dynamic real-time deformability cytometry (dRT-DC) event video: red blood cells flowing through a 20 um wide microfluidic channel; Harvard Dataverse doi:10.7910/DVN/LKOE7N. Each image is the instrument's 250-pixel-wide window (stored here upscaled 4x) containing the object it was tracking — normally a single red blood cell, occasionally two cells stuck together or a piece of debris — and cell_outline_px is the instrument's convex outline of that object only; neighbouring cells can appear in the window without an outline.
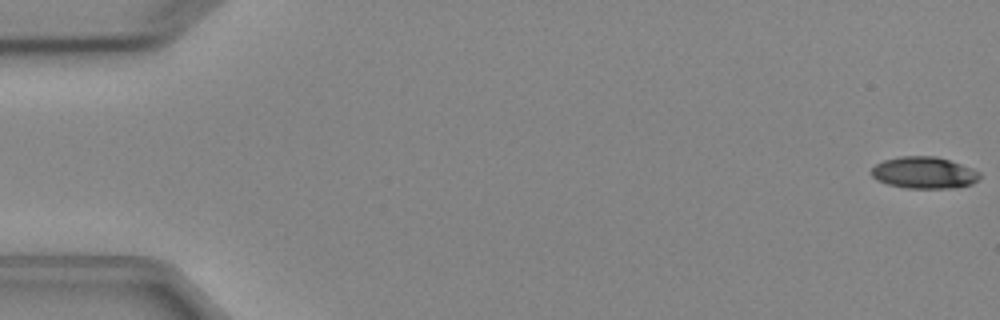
{"species": "Egyptian fruit bat (a non-hibernating species)", "species_latin": "Rousettus aegyptiacus", "temperature_condition": "cold", "stored_images_in_passage": 5, "camera_frame_rate_fps": 3000, "um_per_image_px": 0.085, "animal": {"sex": "female"}, "frame": {"image": 1, "passage_image": 1, "time_ms": 0.0, "image_size_px": [1000, 320], "cell_outline_px": [[980, 176], [972, 184], [956, 188], [908, 188], [888, 184], [876, 180], [872, 176], [872, 168], [876, 164], [884, 160], [900, 156], [936, 156], [972, 168], [980, 172]], "centroid_in_image_um": [78.54, 14.68], "position_along_channel_um": 6.5, "area_um2": 19.94}}